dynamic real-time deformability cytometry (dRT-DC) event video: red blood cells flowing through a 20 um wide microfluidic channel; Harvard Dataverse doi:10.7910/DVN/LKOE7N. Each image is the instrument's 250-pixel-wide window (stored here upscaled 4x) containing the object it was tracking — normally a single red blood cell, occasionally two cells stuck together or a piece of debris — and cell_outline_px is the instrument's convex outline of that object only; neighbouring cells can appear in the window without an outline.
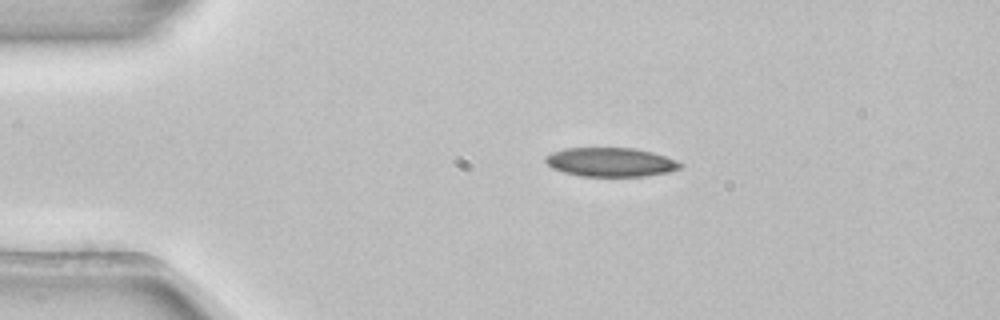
{"species": "common noctule bat (a hibernating species)", "species_latin": "Nyctalus noctula", "temperature_condition": "room temperature", "stored_images_in_passage": 2, "camera_frame_rate_fps": 3000, "um_per_image_px": 0.085, "animal": {"sex": "female", "body_mass_g": 22.7, "forearm_length_mm": 54.2}, "frame": {"image": 1, "passage_image": 1, "time_ms": 0.0, "image_size_px": [1000, 320], "cell_outline_px": [[684, 164], [680, 168], [668, 172], [644, 176], [580, 176], [564, 172], [552, 168], [544, 160], [552, 152], [564, 148], [632, 148], [652, 152], [676, 160]], "centroid_in_image_um": [51.91, 13.78], "position_along_channel_um": 33.1, "area_um2": 22.6}}